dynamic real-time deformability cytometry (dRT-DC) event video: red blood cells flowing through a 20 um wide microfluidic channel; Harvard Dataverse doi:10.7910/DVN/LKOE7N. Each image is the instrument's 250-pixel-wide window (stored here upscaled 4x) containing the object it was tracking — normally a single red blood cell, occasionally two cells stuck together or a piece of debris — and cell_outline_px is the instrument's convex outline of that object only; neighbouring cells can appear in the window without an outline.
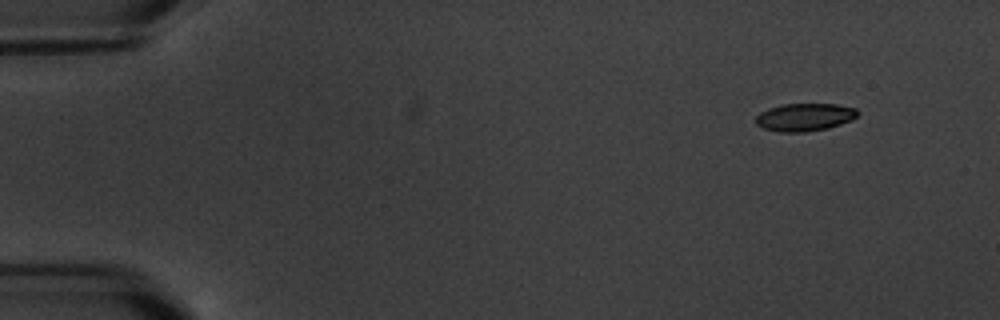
{"species": "common noctule bat (a hibernating species)", "species_latin": "Nyctalus noctula", "temperature_condition": "warm", "stored_images_in_passage": 4, "camera_frame_rate_fps": 3000, "um_per_image_px": 0.085, "animal": {"sex": "male", "body_mass_g": 20.1, "forearm_length_mm": 53.5}, "frame": {"image": 1, "passage_image": 1, "time_ms": 0.0, "image_size_px": [1000, 320], "cell_outline_px": [[860, 112], [852, 120], [828, 128], [804, 132], [780, 132], [764, 128], [756, 124], [756, 116], [760, 112], [768, 108], [780, 104], [836, 104], [856, 108]], "centroid_in_image_um": [68.4, 9.95], "position_along_channel_um": 16.6, "area_um2": 16.53}}
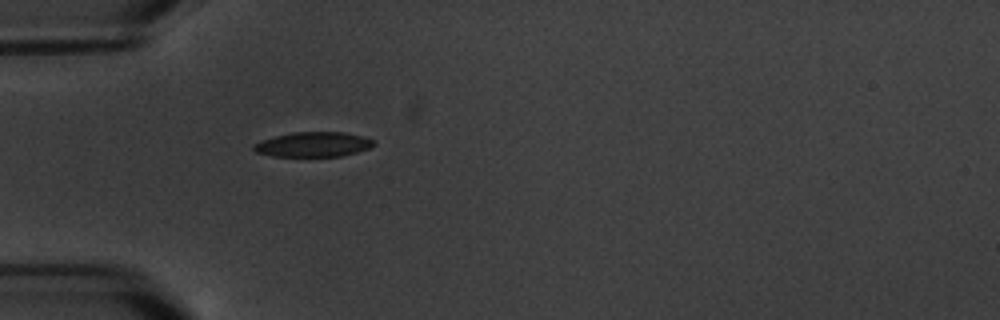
{"frame": {"image": 2, "passage_image": 4, "time_ms": 4.333, "image_size_px": [1000, 320], "cell_outline_px": [[376, 144], [368, 148], [356, 152], [340, 156], [272, 156], [256, 152], [252, 148], [252, 144], [276, 136], [292, 132], [344, 132], [360, 136], [372, 140]], "centroid_in_image_um": [26.59, 12.28], "position_along_channel_um": 58.4, "area_um2": 17.11}}